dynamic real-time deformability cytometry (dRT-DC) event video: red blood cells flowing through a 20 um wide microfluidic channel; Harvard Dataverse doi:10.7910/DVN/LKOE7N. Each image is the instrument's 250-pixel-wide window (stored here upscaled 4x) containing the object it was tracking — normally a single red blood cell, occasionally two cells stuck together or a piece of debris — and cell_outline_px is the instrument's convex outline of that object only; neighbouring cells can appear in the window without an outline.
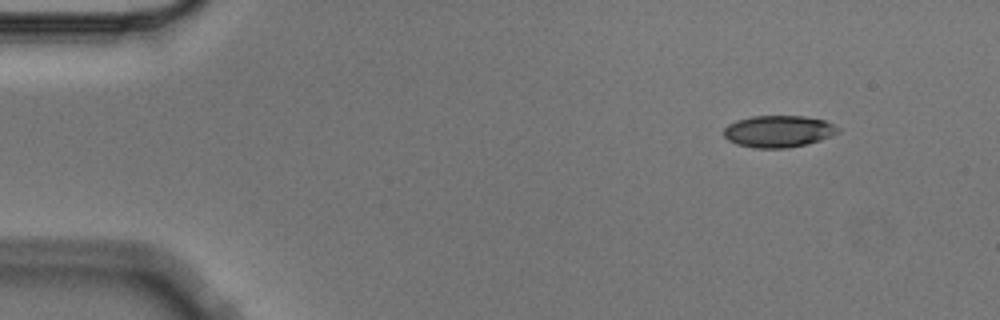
{"species": "Egyptian fruit bat (a non-hibernating species)", "species_latin": "Rousettus aegyptiacus", "temperature_condition": "cold", "stored_images_in_passage": 5, "camera_frame_rate_fps": 3000, "um_per_image_px": 0.085, "animal": {"sex": "male"}, "frame": {"image": 1, "passage_image": 1, "time_ms": 0.0, "image_size_px": [1000, 320], "cell_outline_px": [[840, 132], [820, 140], [788, 148], [756, 148], [736, 144], [728, 140], [724, 136], [724, 128], [728, 124], [736, 120], [752, 116], [804, 116], [824, 120], [840, 128]], "centroid_in_image_um": [66.15, 11.16], "position_along_channel_um": 18.9, "area_um2": 21.15}}
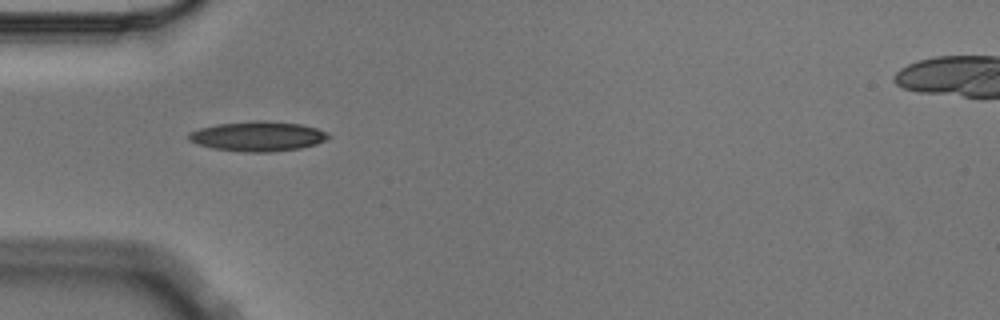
{"frame": {"image": 2, "passage_image": 4, "time_ms": 1.0, "image_size_px": [1000, 320], "cell_outline_px": [[332, 136], [316, 144], [300, 148], [272, 152], [244, 152], [212, 148], [196, 144], [188, 140], [188, 132], [200, 128], [216, 124], [252, 120], [264, 120], [300, 124], [316, 128], [328, 132]], "centroid_in_image_um": [21.89, 11.58], "position_along_channel_um": 63.1, "area_um2": 24.51}}
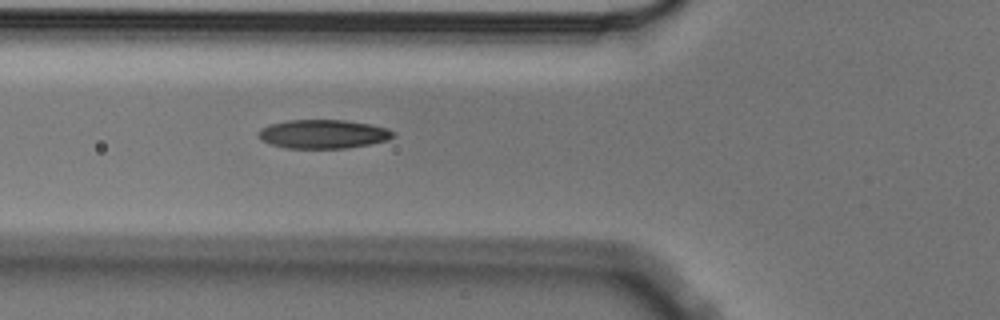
{"frame": {"image": 3, "passage_image": 5, "time_ms": 1.333, "image_size_px": [1000, 320], "cell_outline_px": [[396, 136], [388, 140], [348, 148], [284, 148], [260, 140], [256, 136], [256, 132], [260, 128], [268, 124], [288, 120], [344, 120], [368, 124], [388, 128]], "centroid_in_image_um": [27.4, 11.39], "position_along_channel_um": 98.4, "area_um2": 22.77}}